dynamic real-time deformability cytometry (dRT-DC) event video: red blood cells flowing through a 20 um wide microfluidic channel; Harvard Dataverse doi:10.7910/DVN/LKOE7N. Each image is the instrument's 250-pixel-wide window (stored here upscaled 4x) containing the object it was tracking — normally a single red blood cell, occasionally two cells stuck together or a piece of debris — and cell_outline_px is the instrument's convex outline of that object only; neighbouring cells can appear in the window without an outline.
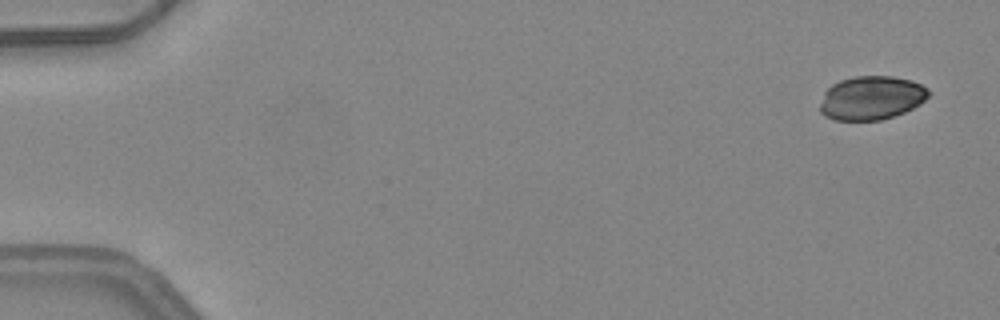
{"species": "common noctule bat (a hibernating species)", "species_latin": "Nyctalus noctula", "temperature_condition": "warm", "stored_images_in_passage": 4, "camera_frame_rate_fps": 3000, "um_per_image_px": 0.085, "animal": {"sex": "female", "body_mass_g": 24.6, "forearm_length_mm": 56.2}, "frame": {"image": 1, "passage_image": 1, "time_ms": 0.0, "image_size_px": [1000, 320], "cell_outline_px": [[928, 96], [920, 104], [904, 112], [880, 120], [836, 120], [824, 116], [820, 112], [820, 104], [824, 92], [832, 84], [840, 80], [856, 76], [892, 76], [912, 80], [928, 88]], "centroid_in_image_um": [74.05, 8.32], "position_along_channel_um": 10.9, "area_um2": 27.63}}
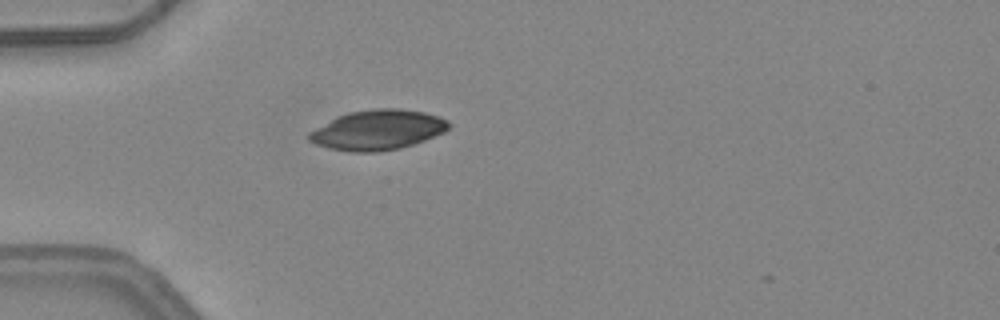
{"frame": {"image": 2, "passage_image": 4, "time_ms": 1.0, "image_size_px": [1000, 320], "cell_outline_px": [[452, 124], [444, 132], [424, 140], [400, 148], [376, 152], [352, 152], [328, 148], [316, 144], [308, 140], [308, 132], [336, 116], [348, 112], [372, 108], [400, 108], [424, 112], [440, 116], [448, 120]], "centroid_in_image_um": [32.1, 11.03], "position_along_channel_um": 52.9, "area_um2": 32.77}}